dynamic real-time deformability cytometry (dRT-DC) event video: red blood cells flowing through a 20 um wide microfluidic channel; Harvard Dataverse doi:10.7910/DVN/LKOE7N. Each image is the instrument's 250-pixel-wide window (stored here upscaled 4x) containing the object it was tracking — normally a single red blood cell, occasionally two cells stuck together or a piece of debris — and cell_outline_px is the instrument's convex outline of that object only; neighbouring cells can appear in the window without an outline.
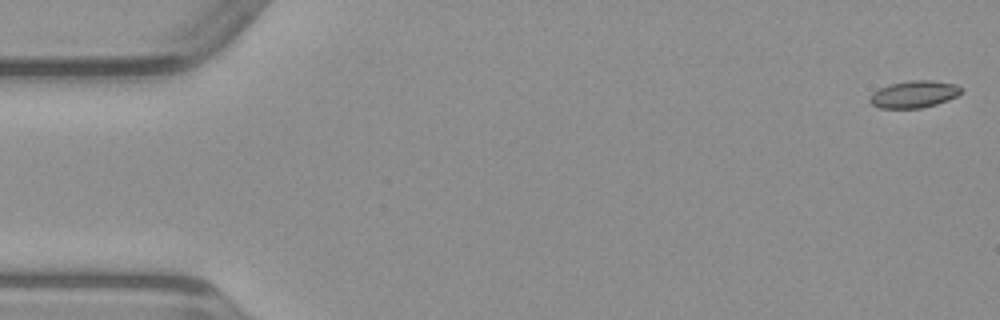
{"species": "common noctule bat (a hibernating species)", "species_latin": "Nyctalus noctula", "temperature_condition": "warm", "stored_images_in_passage": 11, "camera_frame_rate_fps": 3000, "um_per_image_px": 0.085, "animal": {"sex": "male", "body_mass_g": 23.1, "forearm_length_mm": 52.7}, "frame": {"image": 1, "passage_image": 1, "time_ms": 0.0, "image_size_px": [1000, 320], "cell_outline_px": [[964, 92], [948, 100], [936, 104], [920, 108], [880, 108], [872, 104], [868, 100], [872, 92], [888, 84], [908, 80], [932, 80], [956, 84], [964, 88]], "centroid_in_image_um": [77.71, 7.99], "position_along_channel_um": 7.3, "area_um2": 14.62}}